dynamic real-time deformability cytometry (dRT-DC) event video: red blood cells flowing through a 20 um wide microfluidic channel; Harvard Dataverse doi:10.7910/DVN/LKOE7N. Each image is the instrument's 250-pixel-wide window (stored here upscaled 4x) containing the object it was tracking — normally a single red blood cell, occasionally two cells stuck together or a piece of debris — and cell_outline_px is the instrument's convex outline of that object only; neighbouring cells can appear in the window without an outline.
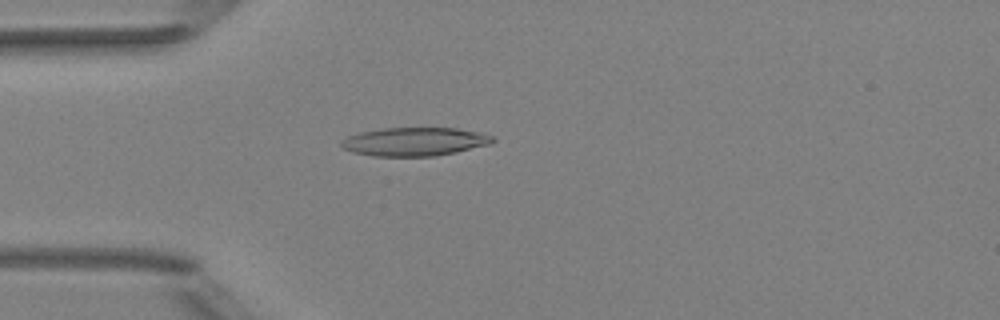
{"species": "Egyptian fruit bat (a non-hibernating species)", "species_latin": "Rousettus aegyptiacus", "temperature_condition": "room temperature", "stored_images_in_passage": 2, "camera_frame_rate_fps": 3000, "um_per_image_px": 0.085, "animal": {"sex": "female"}, "frame": {"image": 1, "passage_image": 2, "time_ms": 1.333, "image_size_px": [1000, 320], "cell_outline_px": [[496, 140], [488, 144], [456, 152], [436, 156], [372, 156], [352, 152], [344, 148], [340, 144], [340, 140], [348, 136], [360, 132], [384, 128], [456, 128], [484, 132], [492, 136]], "centroid_in_image_um": [35.24, 12.03], "position_along_channel_um": 49.8, "area_um2": 25.2}}